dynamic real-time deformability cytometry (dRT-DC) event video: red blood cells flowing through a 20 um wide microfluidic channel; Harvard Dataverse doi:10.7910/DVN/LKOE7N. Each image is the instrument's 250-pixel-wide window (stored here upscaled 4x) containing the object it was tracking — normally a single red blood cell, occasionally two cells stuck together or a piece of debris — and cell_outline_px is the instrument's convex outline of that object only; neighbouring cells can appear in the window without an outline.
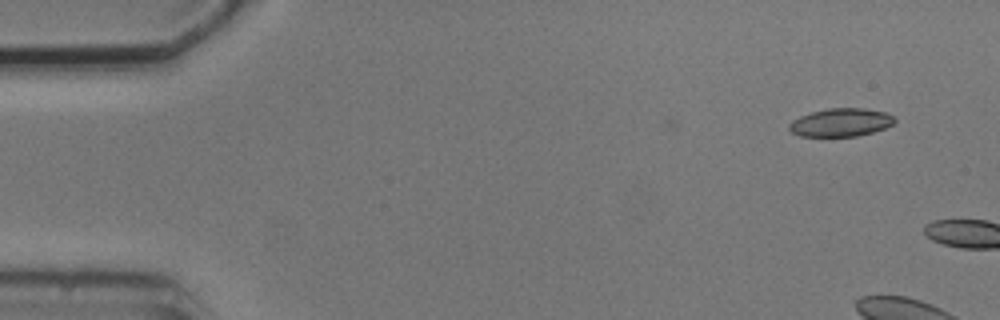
{"species": "common noctule bat (a hibernating species)", "species_latin": "Nyctalus noctula", "temperature_condition": "cold", "stored_images_in_passage": 3, "camera_frame_rate_fps": 3000, "um_per_image_px": 0.085, "animal": {"sex": "male", "body_mass_g": 20.5, "forearm_length_mm": 52.5}, "frame": {"image": 1, "passage_image": 3, "time_ms": 2.333, "image_size_px": [1000, 320], "cell_outline_px": [[896, 120], [892, 124], [884, 128], [872, 132], [856, 136], [800, 136], [792, 132], [788, 128], [788, 124], [792, 120], [800, 116], [812, 112], [828, 108], [864, 108], [884, 112], [892, 116]], "centroid_in_image_um": [71.44, 10.4], "position_along_channel_um": 13.6, "area_um2": 17.17}}